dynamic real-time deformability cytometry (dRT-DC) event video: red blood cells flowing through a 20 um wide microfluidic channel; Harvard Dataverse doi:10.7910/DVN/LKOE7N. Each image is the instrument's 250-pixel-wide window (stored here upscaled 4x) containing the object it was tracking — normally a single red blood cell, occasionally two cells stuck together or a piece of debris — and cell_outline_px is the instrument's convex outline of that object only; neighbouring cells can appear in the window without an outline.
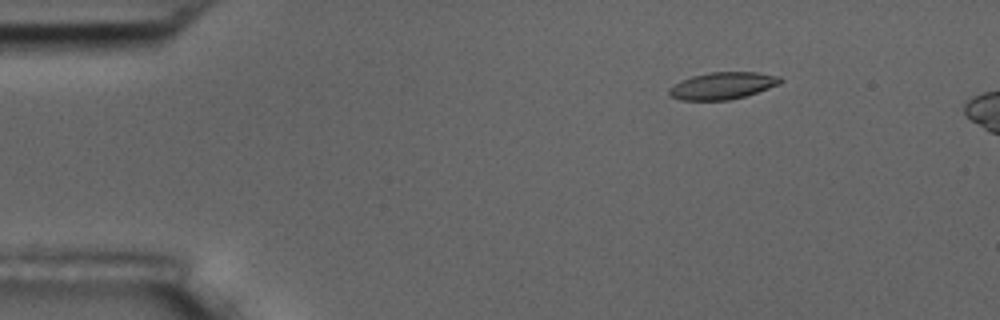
{"species": "common noctule bat (a hibernating species)", "species_latin": "Nyctalus noctula", "temperature_condition": "room temperature", "stored_images_in_passage": 5, "camera_frame_rate_fps": 3000, "um_per_image_px": 0.085, "animal": {"sex": "male", "body_mass_g": 17.5, "forearm_length_mm": 52.3}, "frame": {"image": 1, "passage_image": 3, "time_ms": 2.333, "image_size_px": [1000, 320], "cell_outline_px": [[784, 80], [780, 84], [744, 96], [728, 100], [680, 100], [668, 96], [668, 88], [680, 80], [692, 76], [712, 72], [756, 72], [780, 76]], "centroid_in_image_um": [61.38, 7.28], "position_along_channel_um": 23.6, "area_um2": 17.57}}